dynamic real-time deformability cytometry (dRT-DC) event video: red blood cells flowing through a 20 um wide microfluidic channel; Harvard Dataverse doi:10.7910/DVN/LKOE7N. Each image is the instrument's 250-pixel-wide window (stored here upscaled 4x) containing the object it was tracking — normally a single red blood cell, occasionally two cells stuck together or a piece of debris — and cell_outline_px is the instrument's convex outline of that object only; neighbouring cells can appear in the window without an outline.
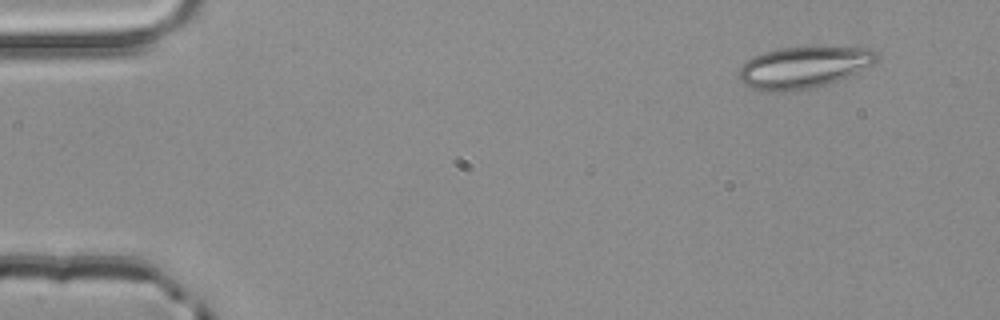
{"species": "common noctule bat (a hibernating species)", "species_latin": "Nyctalus noctula", "temperature_condition": "room temperature", "stored_images_in_passage": 3, "camera_frame_rate_fps": 3000, "um_per_image_px": 0.085, "animal": {"sex": "male", "body_mass_g": 20.4}, "frame": {"image": 1, "passage_image": 1, "time_ms": 0.0, "image_size_px": [1000, 320], "cell_outline_px": [[880, 56], [872, 64], [848, 76], [828, 84], [808, 88], [784, 92], [764, 92], [752, 88], [744, 84], [736, 76], [740, 68], [748, 60], [764, 52], [780, 48], [812, 44], [876, 48], [880, 52]], "centroid_in_image_um": [68.36, 5.67], "position_along_channel_um": 16.6, "area_um2": 34.51}}